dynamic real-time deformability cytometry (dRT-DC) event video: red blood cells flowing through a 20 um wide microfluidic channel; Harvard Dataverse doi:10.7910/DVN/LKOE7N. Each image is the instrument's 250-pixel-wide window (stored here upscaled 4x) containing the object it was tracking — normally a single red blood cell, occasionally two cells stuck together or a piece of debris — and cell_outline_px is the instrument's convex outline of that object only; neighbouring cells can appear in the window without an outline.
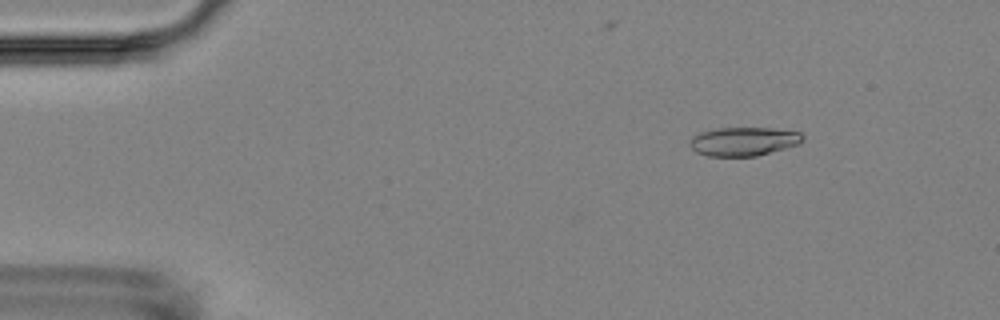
{"species": "Egyptian fruit bat (a non-hibernating species)", "species_latin": "Rousettus aegyptiacus", "temperature_condition": "room temperature", "stored_images_in_passage": 5, "camera_frame_rate_fps": 3000, "um_per_image_px": 0.085, "animal": {"sex": "female"}, "frame": {"image": 1, "passage_image": 2, "time_ms": 2.0, "image_size_px": [1000, 320], "cell_outline_px": [[804, 140], [796, 144], [784, 148], [756, 156], [708, 156], [696, 152], [688, 144], [692, 136], [700, 132], [716, 128], [772, 128], [800, 132], [804, 136]], "centroid_in_image_um": [63.17, 12.01], "position_along_channel_um": 21.8, "area_um2": 18.84}}